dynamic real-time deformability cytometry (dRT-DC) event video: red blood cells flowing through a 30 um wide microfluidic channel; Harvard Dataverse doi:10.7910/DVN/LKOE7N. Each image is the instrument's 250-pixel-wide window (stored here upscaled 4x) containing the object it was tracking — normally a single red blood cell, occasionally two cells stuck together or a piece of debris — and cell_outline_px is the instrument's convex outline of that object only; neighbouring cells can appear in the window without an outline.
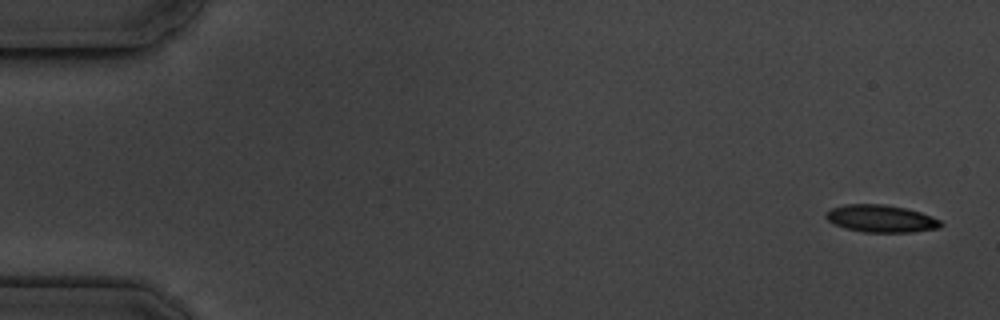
{"species": "common noctule bat (a hibernating species)", "species_latin": "Nyctalus noctula", "temperature_condition": "cold", "stored_images_in_passage": 7, "camera_frame_rate_fps": 3000, "um_per_image_px": 0.085, "animal": {"sex": "male", "body_mass_g": 19.5, "forearm_length_mm": 54.6}, "frame": {"image": 1, "passage_image": 1, "time_ms": 0.0, "image_size_px": [1000, 320], "cell_outline_px": [[944, 224], [940, 228], [912, 232], [864, 232], [844, 228], [832, 224], [824, 216], [824, 212], [832, 208], [844, 204], [884, 204], [904, 208], [920, 212], [932, 216], [940, 220]], "centroid_in_image_um": [74.86, 18.58], "position_along_channel_um": 10.1, "area_um2": 18.5}}
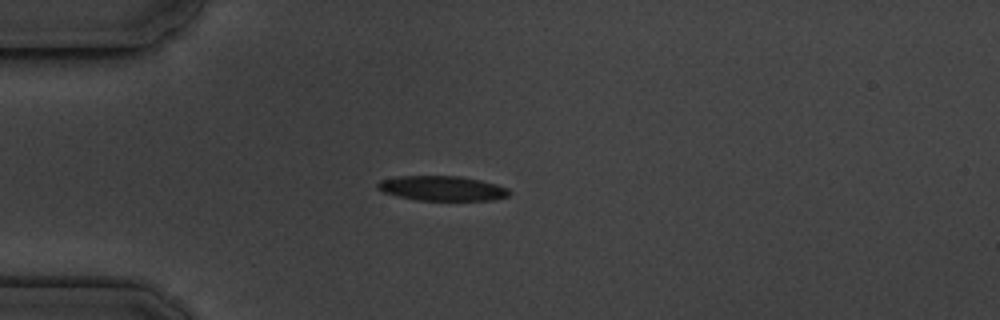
{"frame": {"image": 2, "passage_image": 5, "time_ms": 4.333, "image_size_px": [1000, 320], "cell_outline_px": [[512, 192], [508, 196], [492, 200], [416, 200], [384, 192], [376, 188], [376, 184], [380, 180], [396, 176], [460, 176], [480, 180], [496, 184], [508, 188]], "centroid_in_image_um": [37.59, 16.0], "position_along_channel_um": 47.4, "area_um2": 19.02}}
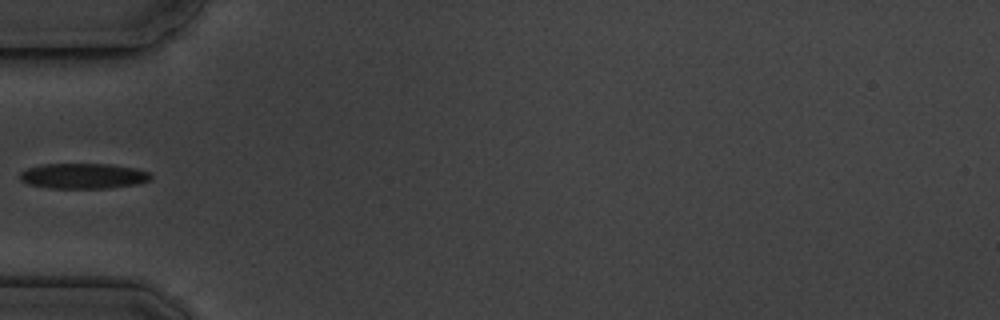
{"frame": {"image": 3, "passage_image": 6, "time_ms": 5.667, "image_size_px": [1000, 320], "cell_outline_px": [[152, 180], [136, 184], [108, 188], [48, 188], [28, 184], [20, 180], [20, 172], [28, 168], [40, 164], [112, 164], [136, 168], [148, 172], [152, 176]], "centroid_in_image_um": [7.08, 14.95], "position_along_channel_um": 77.9, "area_um2": 19.48}}